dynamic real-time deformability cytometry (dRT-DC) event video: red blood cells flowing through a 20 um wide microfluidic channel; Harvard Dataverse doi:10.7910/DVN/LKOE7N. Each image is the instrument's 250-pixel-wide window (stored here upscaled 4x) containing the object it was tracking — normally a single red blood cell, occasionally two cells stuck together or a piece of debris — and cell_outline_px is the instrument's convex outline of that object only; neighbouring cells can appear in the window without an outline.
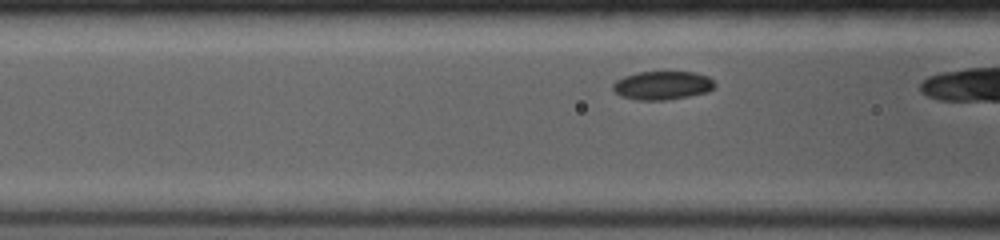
{"species": "common noctule bat (a hibernating species)", "species_latin": "Nyctalus noctula", "temperature_condition": "room temperature", "stored_images_in_passage": 39, "camera_frame_rate_fps": 4000, "um_per_image_px": 0.085, "animal": {"sex": "female", "body_mass_g": 19.0, "forearm_length_mm": 53.3}, "frame": {"image": 1, "passage_image": 6, "time_ms": 1.5, "image_size_px": [1000, 240], "cell_outline_px": [[716, 84], [708, 92], [688, 96], [664, 100], [636, 100], [620, 96], [612, 88], [612, 84], [616, 80], [624, 76], [636, 72], [696, 72], [708, 76]], "centroid_in_image_um": [56.28, 7.25], "position_along_channel_um": 110.3, "area_um2": 16.99}}
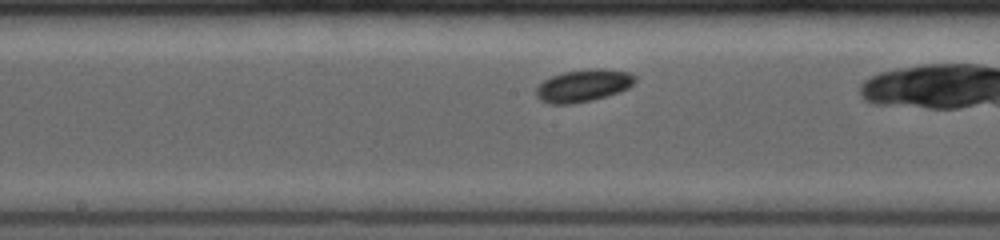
{"frame": {"image": 2, "passage_image": 15, "time_ms": 3.75, "image_size_px": [1000, 240], "cell_outline_px": [[636, 80], [628, 88], [620, 92], [592, 100], [572, 104], [548, 104], [540, 100], [536, 96], [536, 88], [544, 80], [552, 76], [564, 72], [588, 68], [604, 68], [628, 72], [636, 76]], "centroid_in_image_um": [49.58, 7.27], "position_along_channel_um": 198.6, "area_um2": 18.79}}
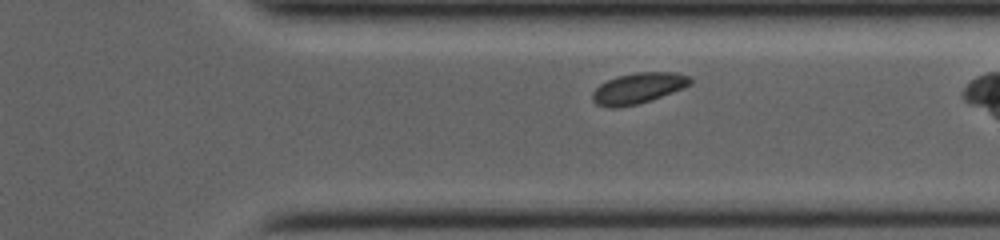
{"frame": {"image": 3, "passage_image": 31, "time_ms": 7.75, "image_size_px": [1000, 240], "cell_outline_px": [[692, 84], [684, 88], [636, 104], [620, 108], [608, 108], [596, 104], [592, 100], [592, 92], [600, 84], [616, 76], [636, 72], [676, 72], [688, 76], [692, 80]], "centroid_in_image_um": [54.22, 7.49], "position_along_channel_um": 357.2, "area_um2": 17.51}}